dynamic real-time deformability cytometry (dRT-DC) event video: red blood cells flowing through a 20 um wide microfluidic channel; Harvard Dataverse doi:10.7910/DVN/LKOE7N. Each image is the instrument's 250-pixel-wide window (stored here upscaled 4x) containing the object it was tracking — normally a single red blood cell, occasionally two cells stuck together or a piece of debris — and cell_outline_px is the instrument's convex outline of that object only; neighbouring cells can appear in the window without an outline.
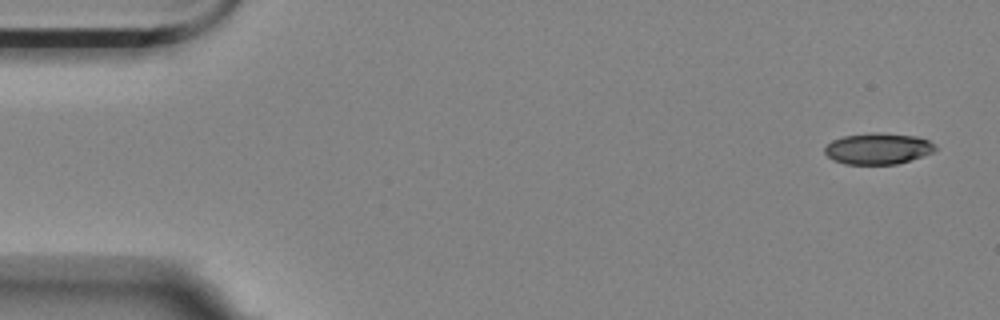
{"species": "Egyptian fruit bat (a non-hibernating species)", "species_latin": "Rousettus aegyptiacus", "temperature_condition": "room temperature", "stored_images_in_passage": 5, "camera_frame_rate_fps": 3000, "um_per_image_px": 0.085, "animal": {"sex": "female"}, "frame": {"image": 1, "passage_image": 1, "time_ms": 0.0, "image_size_px": [1000, 320], "cell_outline_px": [[936, 148], [932, 152], [896, 164], [844, 164], [832, 160], [824, 152], [824, 148], [832, 140], [844, 136], [872, 132], [880, 132], [916, 136], [928, 140], [936, 144]], "centroid_in_image_um": [74.6, 12.62], "position_along_channel_um": 10.4, "area_um2": 20.06}}
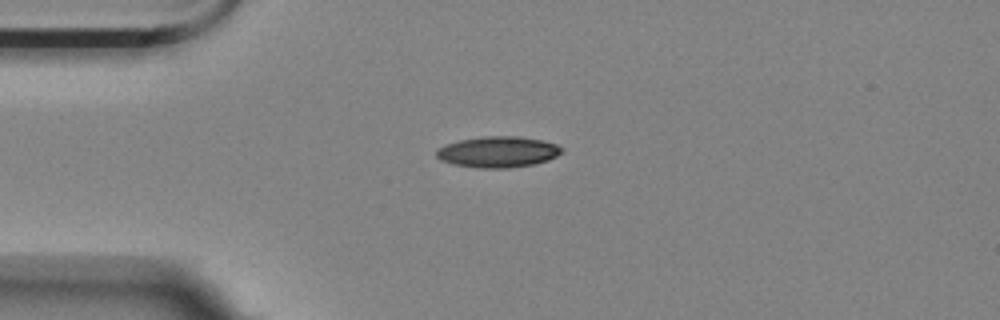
{"frame": {"image": 2, "passage_image": 4, "time_ms": 3.667, "image_size_px": [1000, 320], "cell_outline_px": [[564, 152], [548, 160], [536, 164], [508, 168], [480, 168], [452, 164], [440, 160], [436, 156], [436, 148], [444, 144], [460, 140], [484, 136], [520, 136], [540, 140], [556, 144], [564, 148]], "centroid_in_image_um": [42.32, 12.91], "position_along_channel_um": 42.7, "area_um2": 22.89}}